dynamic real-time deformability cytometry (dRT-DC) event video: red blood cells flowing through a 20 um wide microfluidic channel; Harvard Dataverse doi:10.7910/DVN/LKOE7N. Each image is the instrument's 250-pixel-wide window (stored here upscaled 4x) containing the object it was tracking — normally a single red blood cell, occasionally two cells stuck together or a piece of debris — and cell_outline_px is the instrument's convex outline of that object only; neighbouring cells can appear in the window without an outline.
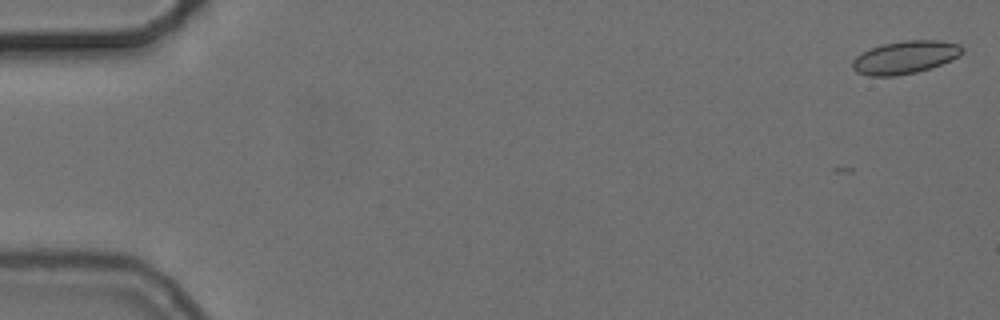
{"species": "common noctule bat (a hibernating species)", "species_latin": "Nyctalus noctula", "temperature_condition": "cold", "stored_images_in_passage": 5, "camera_frame_rate_fps": 3000, "um_per_image_px": 0.085, "animal": {"sex": "female", "body_mass_g": 24.6, "forearm_length_mm": 56.2}, "frame": {"image": 1, "passage_image": 2, "time_ms": 0.333, "image_size_px": [1000, 320], "cell_outline_px": [[964, 52], [960, 56], [940, 64], [916, 72], [896, 76], [868, 76], [856, 72], [852, 68], [852, 60], [860, 52], [880, 44], [904, 40], [940, 40], [960, 44], [964, 48]], "centroid_in_image_um": [76.91, 4.86], "position_along_channel_um": 8.1, "area_um2": 21.27}}